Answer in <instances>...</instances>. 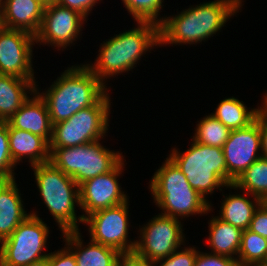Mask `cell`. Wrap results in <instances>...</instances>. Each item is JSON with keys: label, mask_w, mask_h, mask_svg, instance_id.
<instances>
[{"label": "cell", "mask_w": 267, "mask_h": 266, "mask_svg": "<svg viewBox=\"0 0 267 266\" xmlns=\"http://www.w3.org/2000/svg\"><path fill=\"white\" fill-rule=\"evenodd\" d=\"M244 0H214L189 6L165 17L159 25L160 48L208 41L242 11Z\"/></svg>", "instance_id": "1"}, {"label": "cell", "mask_w": 267, "mask_h": 266, "mask_svg": "<svg viewBox=\"0 0 267 266\" xmlns=\"http://www.w3.org/2000/svg\"><path fill=\"white\" fill-rule=\"evenodd\" d=\"M159 47V25L136 21L133 28L102 41L94 62L90 60L84 64L110 89L108 79L118 78L130 71L133 73L142 57Z\"/></svg>", "instance_id": "2"}, {"label": "cell", "mask_w": 267, "mask_h": 266, "mask_svg": "<svg viewBox=\"0 0 267 266\" xmlns=\"http://www.w3.org/2000/svg\"><path fill=\"white\" fill-rule=\"evenodd\" d=\"M64 69L45 91L41 92L43 89L36 83V92L46 103L52 125L93 106L109 91L84 63Z\"/></svg>", "instance_id": "3"}, {"label": "cell", "mask_w": 267, "mask_h": 266, "mask_svg": "<svg viewBox=\"0 0 267 266\" xmlns=\"http://www.w3.org/2000/svg\"><path fill=\"white\" fill-rule=\"evenodd\" d=\"M153 203L162 215L187 220L194 215L205 216L215 209L193 189L186 176L167 156L148 183Z\"/></svg>", "instance_id": "4"}, {"label": "cell", "mask_w": 267, "mask_h": 266, "mask_svg": "<svg viewBox=\"0 0 267 266\" xmlns=\"http://www.w3.org/2000/svg\"><path fill=\"white\" fill-rule=\"evenodd\" d=\"M33 170L36 188L43 205L52 215L63 232L81 230L79 225L84 223L82 214L77 216L80 208L79 185L71 176L56 168L50 161L29 167Z\"/></svg>", "instance_id": "5"}, {"label": "cell", "mask_w": 267, "mask_h": 266, "mask_svg": "<svg viewBox=\"0 0 267 266\" xmlns=\"http://www.w3.org/2000/svg\"><path fill=\"white\" fill-rule=\"evenodd\" d=\"M190 142L185 151L172 146L168 157L186 176L190 186L212 205L208 195L218 190L221 194L222 188L228 185L223 148L200 144L192 138Z\"/></svg>", "instance_id": "6"}, {"label": "cell", "mask_w": 267, "mask_h": 266, "mask_svg": "<svg viewBox=\"0 0 267 266\" xmlns=\"http://www.w3.org/2000/svg\"><path fill=\"white\" fill-rule=\"evenodd\" d=\"M100 141L74 147H49L50 162L80 186L91 178L110 172L125 157L123 152L110 150Z\"/></svg>", "instance_id": "7"}, {"label": "cell", "mask_w": 267, "mask_h": 266, "mask_svg": "<svg viewBox=\"0 0 267 266\" xmlns=\"http://www.w3.org/2000/svg\"><path fill=\"white\" fill-rule=\"evenodd\" d=\"M110 90L93 106L79 110L69 119L53 125L49 147H74L108 137L110 130Z\"/></svg>", "instance_id": "8"}, {"label": "cell", "mask_w": 267, "mask_h": 266, "mask_svg": "<svg viewBox=\"0 0 267 266\" xmlns=\"http://www.w3.org/2000/svg\"><path fill=\"white\" fill-rule=\"evenodd\" d=\"M30 214L8 238L0 242V266H27L47 258L51 253L46 252L50 243V226L37 210H30Z\"/></svg>", "instance_id": "9"}, {"label": "cell", "mask_w": 267, "mask_h": 266, "mask_svg": "<svg viewBox=\"0 0 267 266\" xmlns=\"http://www.w3.org/2000/svg\"><path fill=\"white\" fill-rule=\"evenodd\" d=\"M184 230L181 220L155 214L147 223L139 225L133 252L153 261L166 258L188 242Z\"/></svg>", "instance_id": "10"}, {"label": "cell", "mask_w": 267, "mask_h": 266, "mask_svg": "<svg viewBox=\"0 0 267 266\" xmlns=\"http://www.w3.org/2000/svg\"><path fill=\"white\" fill-rule=\"evenodd\" d=\"M87 21L79 12L49 0L35 42L39 47L47 45L53 50L68 51L67 47L71 49V46L77 44V40H82L80 38H83L82 31Z\"/></svg>", "instance_id": "11"}, {"label": "cell", "mask_w": 267, "mask_h": 266, "mask_svg": "<svg viewBox=\"0 0 267 266\" xmlns=\"http://www.w3.org/2000/svg\"><path fill=\"white\" fill-rule=\"evenodd\" d=\"M130 201L102 209L88 215L83 225L89 232V239L104 246L111 247L121 254L134 251L136 239H130L129 227L131 225L129 216Z\"/></svg>", "instance_id": "12"}, {"label": "cell", "mask_w": 267, "mask_h": 266, "mask_svg": "<svg viewBox=\"0 0 267 266\" xmlns=\"http://www.w3.org/2000/svg\"><path fill=\"white\" fill-rule=\"evenodd\" d=\"M125 162L124 157L110 172L91 178L79 186V209L84 219L93 212L111 208L129 200L130 197L118 181L124 174L127 164Z\"/></svg>", "instance_id": "13"}, {"label": "cell", "mask_w": 267, "mask_h": 266, "mask_svg": "<svg viewBox=\"0 0 267 266\" xmlns=\"http://www.w3.org/2000/svg\"><path fill=\"white\" fill-rule=\"evenodd\" d=\"M35 44V36L30 33L5 28L0 33V74L35 79L32 60Z\"/></svg>", "instance_id": "14"}, {"label": "cell", "mask_w": 267, "mask_h": 266, "mask_svg": "<svg viewBox=\"0 0 267 266\" xmlns=\"http://www.w3.org/2000/svg\"><path fill=\"white\" fill-rule=\"evenodd\" d=\"M223 153L230 185L262 157L258 122L255 120L248 127L230 131L228 140L223 145Z\"/></svg>", "instance_id": "15"}, {"label": "cell", "mask_w": 267, "mask_h": 266, "mask_svg": "<svg viewBox=\"0 0 267 266\" xmlns=\"http://www.w3.org/2000/svg\"><path fill=\"white\" fill-rule=\"evenodd\" d=\"M61 234L62 242L73 252L77 266H120L122 254L117 250L91 239L85 243L80 230Z\"/></svg>", "instance_id": "16"}, {"label": "cell", "mask_w": 267, "mask_h": 266, "mask_svg": "<svg viewBox=\"0 0 267 266\" xmlns=\"http://www.w3.org/2000/svg\"><path fill=\"white\" fill-rule=\"evenodd\" d=\"M7 123L19 130L29 131L43 137L48 143L52 138L53 125L45 101L35 91L14 113Z\"/></svg>", "instance_id": "17"}, {"label": "cell", "mask_w": 267, "mask_h": 266, "mask_svg": "<svg viewBox=\"0 0 267 266\" xmlns=\"http://www.w3.org/2000/svg\"><path fill=\"white\" fill-rule=\"evenodd\" d=\"M48 2L49 0H0L5 28L25 31L35 36Z\"/></svg>", "instance_id": "18"}, {"label": "cell", "mask_w": 267, "mask_h": 266, "mask_svg": "<svg viewBox=\"0 0 267 266\" xmlns=\"http://www.w3.org/2000/svg\"><path fill=\"white\" fill-rule=\"evenodd\" d=\"M224 189H228L231 193L229 192V194L226 193L225 195L223 193L225 190L222 189L223 198L220 201V209L217 216L243 231L248 229L255 210L263 201L248 192H241L233 184L227 185ZM232 190L237 192L232 193Z\"/></svg>", "instance_id": "19"}, {"label": "cell", "mask_w": 267, "mask_h": 266, "mask_svg": "<svg viewBox=\"0 0 267 266\" xmlns=\"http://www.w3.org/2000/svg\"><path fill=\"white\" fill-rule=\"evenodd\" d=\"M16 180L0 181V242L8 238L22 223L27 213Z\"/></svg>", "instance_id": "20"}, {"label": "cell", "mask_w": 267, "mask_h": 266, "mask_svg": "<svg viewBox=\"0 0 267 266\" xmlns=\"http://www.w3.org/2000/svg\"><path fill=\"white\" fill-rule=\"evenodd\" d=\"M8 134L10 153L17 166L23 160L29 162V167L50 161L49 143L43 137L12 128L9 124Z\"/></svg>", "instance_id": "21"}, {"label": "cell", "mask_w": 267, "mask_h": 266, "mask_svg": "<svg viewBox=\"0 0 267 266\" xmlns=\"http://www.w3.org/2000/svg\"><path fill=\"white\" fill-rule=\"evenodd\" d=\"M36 79L0 74V120L7 122L36 91Z\"/></svg>", "instance_id": "22"}, {"label": "cell", "mask_w": 267, "mask_h": 266, "mask_svg": "<svg viewBox=\"0 0 267 266\" xmlns=\"http://www.w3.org/2000/svg\"><path fill=\"white\" fill-rule=\"evenodd\" d=\"M208 220V237L205 244L210 253L228 256L237 259L243 230L232 226L212 214Z\"/></svg>", "instance_id": "23"}, {"label": "cell", "mask_w": 267, "mask_h": 266, "mask_svg": "<svg viewBox=\"0 0 267 266\" xmlns=\"http://www.w3.org/2000/svg\"><path fill=\"white\" fill-rule=\"evenodd\" d=\"M254 108L247 107L246 103L234 95L222 99L211 114L231 131L248 127L255 121L262 104Z\"/></svg>", "instance_id": "24"}, {"label": "cell", "mask_w": 267, "mask_h": 266, "mask_svg": "<svg viewBox=\"0 0 267 266\" xmlns=\"http://www.w3.org/2000/svg\"><path fill=\"white\" fill-rule=\"evenodd\" d=\"M238 190L267 200V158L257 159L233 183Z\"/></svg>", "instance_id": "25"}, {"label": "cell", "mask_w": 267, "mask_h": 266, "mask_svg": "<svg viewBox=\"0 0 267 266\" xmlns=\"http://www.w3.org/2000/svg\"><path fill=\"white\" fill-rule=\"evenodd\" d=\"M197 122L191 138L200 144L223 148L231 130L209 113Z\"/></svg>", "instance_id": "26"}, {"label": "cell", "mask_w": 267, "mask_h": 266, "mask_svg": "<svg viewBox=\"0 0 267 266\" xmlns=\"http://www.w3.org/2000/svg\"><path fill=\"white\" fill-rule=\"evenodd\" d=\"M266 254L267 238L249 229L244 230L237 256L239 266H248L255 262L265 261Z\"/></svg>", "instance_id": "27"}, {"label": "cell", "mask_w": 267, "mask_h": 266, "mask_svg": "<svg viewBox=\"0 0 267 266\" xmlns=\"http://www.w3.org/2000/svg\"><path fill=\"white\" fill-rule=\"evenodd\" d=\"M125 9L136 21L154 22L160 25L167 15L160 13L163 10L164 0H122Z\"/></svg>", "instance_id": "28"}, {"label": "cell", "mask_w": 267, "mask_h": 266, "mask_svg": "<svg viewBox=\"0 0 267 266\" xmlns=\"http://www.w3.org/2000/svg\"><path fill=\"white\" fill-rule=\"evenodd\" d=\"M16 166L9 148L8 123L0 122V181L16 179Z\"/></svg>", "instance_id": "29"}, {"label": "cell", "mask_w": 267, "mask_h": 266, "mask_svg": "<svg viewBox=\"0 0 267 266\" xmlns=\"http://www.w3.org/2000/svg\"><path fill=\"white\" fill-rule=\"evenodd\" d=\"M194 246L185 244L168 257L155 261L156 266H194L198 253V246Z\"/></svg>", "instance_id": "30"}, {"label": "cell", "mask_w": 267, "mask_h": 266, "mask_svg": "<svg viewBox=\"0 0 267 266\" xmlns=\"http://www.w3.org/2000/svg\"><path fill=\"white\" fill-rule=\"evenodd\" d=\"M199 249L200 248L198 247V253L194 266H239L237 259L213 254L210 253V251L203 252Z\"/></svg>", "instance_id": "31"}, {"label": "cell", "mask_w": 267, "mask_h": 266, "mask_svg": "<svg viewBox=\"0 0 267 266\" xmlns=\"http://www.w3.org/2000/svg\"><path fill=\"white\" fill-rule=\"evenodd\" d=\"M248 229L267 238V204L265 202H262L255 210Z\"/></svg>", "instance_id": "32"}, {"label": "cell", "mask_w": 267, "mask_h": 266, "mask_svg": "<svg viewBox=\"0 0 267 266\" xmlns=\"http://www.w3.org/2000/svg\"><path fill=\"white\" fill-rule=\"evenodd\" d=\"M61 6L70 8L82 14L87 20L88 15L92 13L94 7L101 3L102 0H53Z\"/></svg>", "instance_id": "33"}, {"label": "cell", "mask_w": 267, "mask_h": 266, "mask_svg": "<svg viewBox=\"0 0 267 266\" xmlns=\"http://www.w3.org/2000/svg\"><path fill=\"white\" fill-rule=\"evenodd\" d=\"M48 258L50 266H77L73 252L66 245L53 252L51 250Z\"/></svg>", "instance_id": "34"}, {"label": "cell", "mask_w": 267, "mask_h": 266, "mask_svg": "<svg viewBox=\"0 0 267 266\" xmlns=\"http://www.w3.org/2000/svg\"><path fill=\"white\" fill-rule=\"evenodd\" d=\"M255 120L259 124L260 138H261V155L263 158H267V113L261 109Z\"/></svg>", "instance_id": "35"}, {"label": "cell", "mask_w": 267, "mask_h": 266, "mask_svg": "<svg viewBox=\"0 0 267 266\" xmlns=\"http://www.w3.org/2000/svg\"><path fill=\"white\" fill-rule=\"evenodd\" d=\"M120 266H156L155 261L142 258L136 253H125L121 255Z\"/></svg>", "instance_id": "36"}, {"label": "cell", "mask_w": 267, "mask_h": 266, "mask_svg": "<svg viewBox=\"0 0 267 266\" xmlns=\"http://www.w3.org/2000/svg\"><path fill=\"white\" fill-rule=\"evenodd\" d=\"M27 266H50L49 265V258H45V259H42L40 261H37V262H34V263H31Z\"/></svg>", "instance_id": "37"}, {"label": "cell", "mask_w": 267, "mask_h": 266, "mask_svg": "<svg viewBox=\"0 0 267 266\" xmlns=\"http://www.w3.org/2000/svg\"><path fill=\"white\" fill-rule=\"evenodd\" d=\"M263 96L261 97V104H262V109L267 113V90L264 93L263 92Z\"/></svg>", "instance_id": "38"}, {"label": "cell", "mask_w": 267, "mask_h": 266, "mask_svg": "<svg viewBox=\"0 0 267 266\" xmlns=\"http://www.w3.org/2000/svg\"><path fill=\"white\" fill-rule=\"evenodd\" d=\"M5 29V25H4V19H3V12H2V8L0 5V33Z\"/></svg>", "instance_id": "39"}, {"label": "cell", "mask_w": 267, "mask_h": 266, "mask_svg": "<svg viewBox=\"0 0 267 266\" xmlns=\"http://www.w3.org/2000/svg\"><path fill=\"white\" fill-rule=\"evenodd\" d=\"M248 266H267V261L255 262V263H252Z\"/></svg>", "instance_id": "40"}]
</instances>
